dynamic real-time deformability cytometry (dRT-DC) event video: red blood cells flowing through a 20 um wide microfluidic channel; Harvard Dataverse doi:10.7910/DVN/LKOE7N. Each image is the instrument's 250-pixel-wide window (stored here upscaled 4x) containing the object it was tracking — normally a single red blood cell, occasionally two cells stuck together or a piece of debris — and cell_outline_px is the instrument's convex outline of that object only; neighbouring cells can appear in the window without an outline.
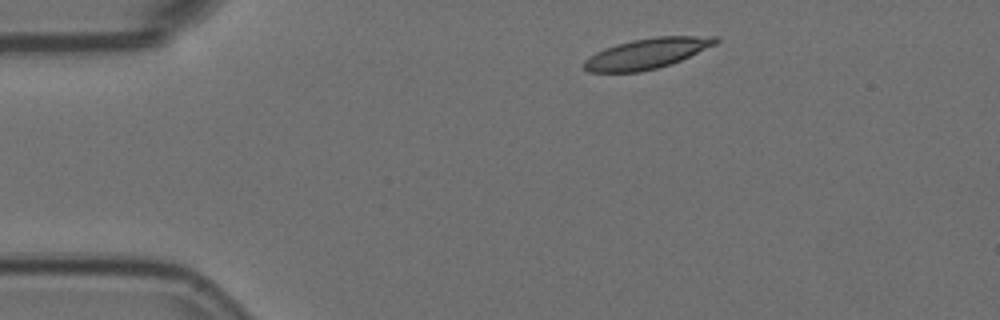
{"species": "Egyptian fruit bat (a non-hibernating species)", "species_latin": "Rousettus aegyptiacus", "temperature_condition": "room temperature", "stored_images_in_passage": 9, "camera_frame_rate_fps": 3000, "um_per_image_px": 0.085, "animal": {"sex": "female"}, "frame": {"image": 1, "passage_image": 1, "time_ms": 0.0, "image_size_px": [1000, 320], "cell_outline_px": [[720, 40], [716, 44], [680, 60], [656, 68], [640, 72], [588, 72], [584, 68], [584, 60], [596, 52], [604, 48], [616, 44], [632, 40], [656, 36], [716, 36]], "centroid_in_image_um": [54.97, 4.54], "position_along_channel_um": 30.0, "area_um2": 23.12}}
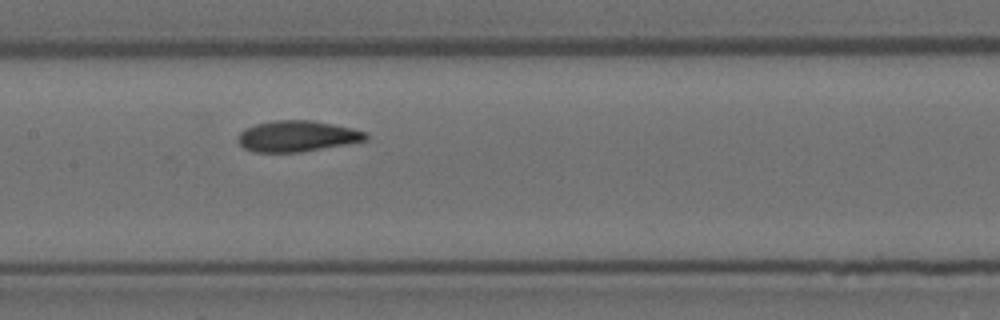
{"frame": {"image": 2, "passage_image": 6, "time_ms": 1.667, "image_size_px": [1000, 320], "cell_outline_px": [[368, 140], [300, 152], [256, 152], [244, 148], [236, 140], [236, 136], [244, 128], [256, 124], [276, 120], [312, 120], [352, 128], [368, 132]], "centroid_in_image_um": [25.24, 11.57], "position_along_channel_um": 182.2, "area_um2": 23.12}}
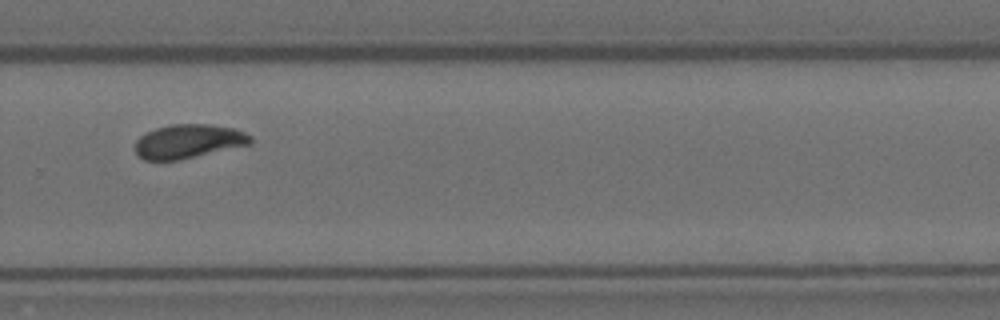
{"frame": {"image": 3, "passage_image": 9, "time_ms": 2.667, "image_size_px": [1000, 320], "cell_outline_px": [[252, 144], [180, 160], [144, 160], [136, 152], [136, 140], [140, 136], [156, 128], [172, 124], [208, 124], [236, 128], [252, 136]], "centroid_in_image_um": [16.06, 12.01], "position_along_channel_um": 313.7, "area_um2": 22.89}}